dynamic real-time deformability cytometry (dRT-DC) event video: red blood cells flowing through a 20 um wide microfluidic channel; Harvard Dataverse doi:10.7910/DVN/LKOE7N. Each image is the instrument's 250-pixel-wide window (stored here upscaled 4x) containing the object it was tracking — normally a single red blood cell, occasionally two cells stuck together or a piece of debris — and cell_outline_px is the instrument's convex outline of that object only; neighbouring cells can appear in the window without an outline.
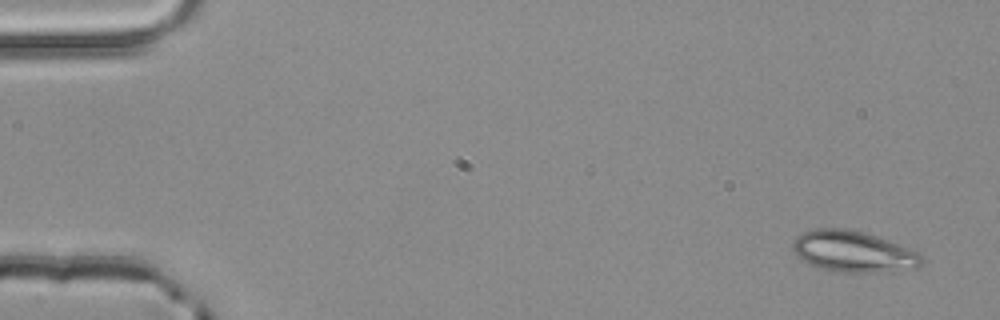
{"species": "common noctule bat (a hibernating species)", "species_latin": "Nyctalus noctula", "temperature_condition": "room temperature", "stored_images_in_passage": 3, "camera_frame_rate_fps": 3000, "um_per_image_px": 0.085, "animal": {"sex": "male", "body_mass_g": 20.4}, "frame": {"image": 1, "passage_image": 1, "time_ms": 0.0, "image_size_px": [1000, 320], "cell_outline_px": [[924, 264], [916, 268], [892, 272], [836, 272], [820, 268], [808, 264], [796, 256], [792, 248], [792, 240], [796, 236], [812, 228], [848, 228], [864, 232], [888, 240], [920, 252], [924, 260]], "centroid_in_image_um": [72.54, 21.39], "position_along_channel_um": 12.5, "area_um2": 31.56}}